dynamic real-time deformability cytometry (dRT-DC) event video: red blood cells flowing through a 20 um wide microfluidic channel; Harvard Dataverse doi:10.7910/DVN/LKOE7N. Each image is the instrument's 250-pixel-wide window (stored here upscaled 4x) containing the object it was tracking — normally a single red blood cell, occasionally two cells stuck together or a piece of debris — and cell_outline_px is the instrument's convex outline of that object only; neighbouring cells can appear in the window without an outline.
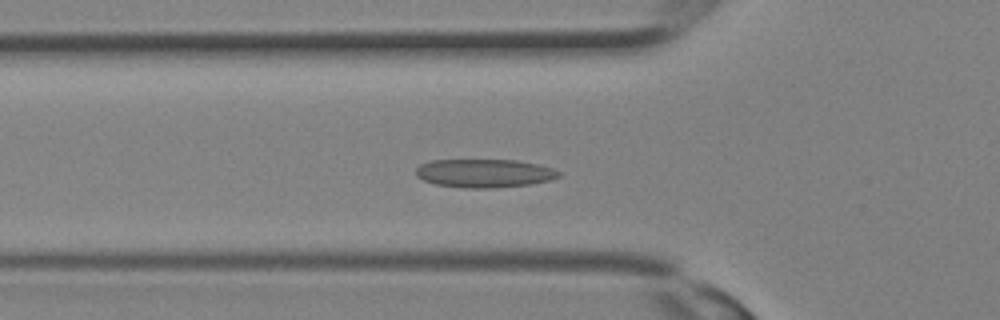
{"species": "Egyptian fruit bat (a non-hibernating species)", "species_latin": "Rousettus aegyptiacus", "temperature_condition": "room temperature", "stored_images_in_passage": 26, "camera_frame_rate_fps": 3000, "um_per_image_px": 0.085, "animal": {"sex": "female"}, "frame": {"image": 1, "passage_image": 7, "time_ms": 2.0, "image_size_px": [1000, 320], "cell_outline_px": [[560, 176], [548, 180], [528, 184], [492, 188], [464, 188], [436, 184], [424, 180], [416, 176], [416, 168], [420, 164], [432, 160], [516, 160], [536, 164], [552, 168], [560, 172]], "centroid_in_image_um": [41.13, 14.72], "position_along_channel_um": 84.7, "area_um2": 23.47}}
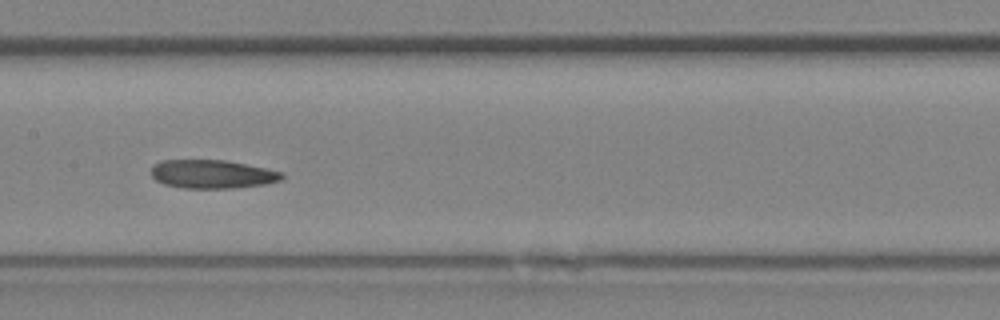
{"frame": {"image": 2, "passage_image": 12, "time_ms": 3.667, "image_size_px": [1000, 320], "cell_outline_px": [[284, 176], [280, 180], [264, 184], [232, 188], [184, 188], [164, 184], [156, 180], [152, 176], [152, 164], [160, 160], [228, 160], [268, 168], [284, 172]], "centroid_in_image_um": [18.05, 14.79], "position_along_channel_um": 189.3, "area_um2": 21.91}}
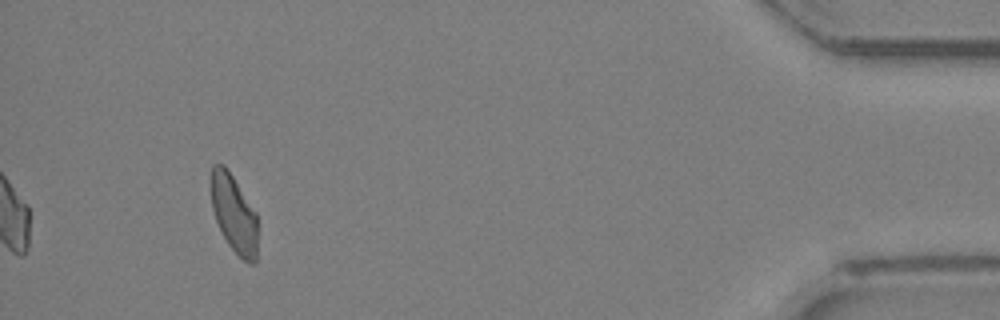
{"frame": {"image": 3, "passage_image": 26, "time_ms": 8.333, "image_size_px": [1000, 320], "cell_outline_px": [[256, 264], [252, 264], [244, 260], [228, 244], [216, 220], [212, 208], [208, 180], [212, 164], [224, 164], [256, 212]], "centroid_in_image_um": [19.83, 18.09], "position_along_channel_um": 415.4, "area_um2": 21.15}}